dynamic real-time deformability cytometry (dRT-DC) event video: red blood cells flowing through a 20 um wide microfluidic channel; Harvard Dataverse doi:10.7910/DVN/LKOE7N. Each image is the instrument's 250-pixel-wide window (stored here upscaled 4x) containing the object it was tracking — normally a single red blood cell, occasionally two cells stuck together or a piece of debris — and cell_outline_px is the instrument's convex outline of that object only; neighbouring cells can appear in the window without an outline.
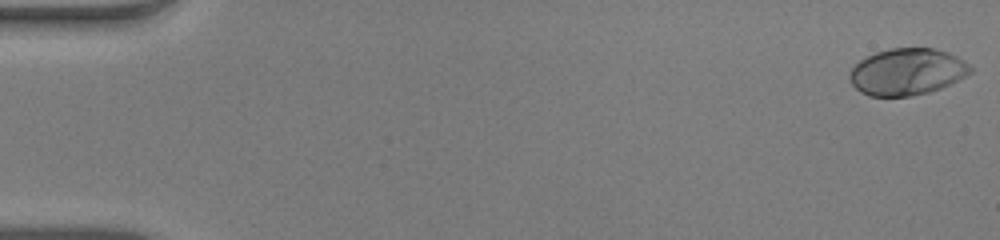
{"species": "human", "species_latin": "Homo sapiens", "temperature_condition": "warm", "stored_images_in_passage": 53, "camera_frame_rate_fps": 3000, "um_per_image_px": 0.085, "donor": {"sex": "male"}, "frame": {"image": 1, "passage_image": 1, "time_ms": 0.0, "image_size_px": [1000, 240], "cell_outline_px": [[972, 72], [940, 88], [928, 92], [912, 96], [868, 96], [860, 92], [852, 84], [848, 76], [852, 68], [860, 60], [876, 52], [892, 48], [932, 48], [948, 52], [964, 60], [972, 68]], "centroid_in_image_um": [77.08, 6.1], "position_along_channel_um": 7.9, "area_um2": 32.66}}
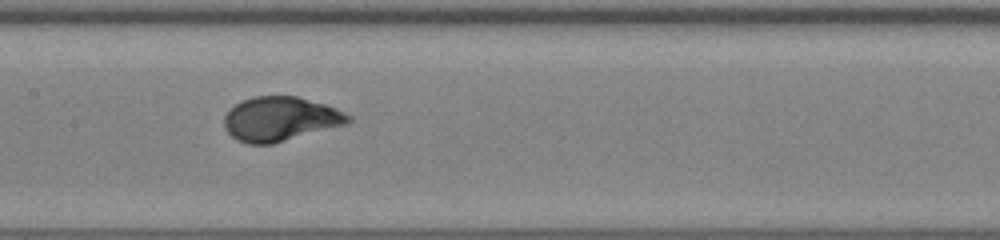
{"frame": {"image": 2, "passage_image": 27, "time_ms": 8.667, "image_size_px": [1000, 240], "cell_outline_px": [[352, 120], [348, 124], [272, 144], [248, 144], [236, 140], [224, 128], [224, 116], [240, 100], [256, 96], [296, 96], [324, 104], [336, 108], [352, 116]], "centroid_in_image_um": [23.84, 10.12], "position_along_channel_um": 183.6, "area_um2": 32.08}}
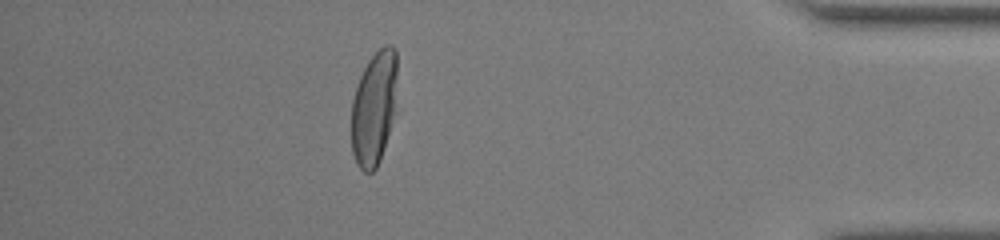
{"frame": {"image": 3, "passage_image": 47, "time_ms": 15.333, "image_size_px": [1000, 240], "cell_outline_px": [[396, 76], [392, 116], [388, 132], [380, 160], [376, 168], [372, 172], [364, 172], [356, 164], [352, 152], [352, 100], [360, 76], [368, 60], [384, 44], [392, 44], [396, 48]], "centroid_in_image_um": [31.76, 9.17], "position_along_channel_um": 403.4, "area_um2": 29.77}, "authors_computed_cell_mechanics": {"area_um2": 32.079, "velocity_mm_per_s": 3.9175, "shape_relaxation_time_tau1_ms": 2.8097, "shape_relaxation_time_tau2_ms": null, "deformation_change_tau1": 0.1927, "deformation_change_tau2": null}}